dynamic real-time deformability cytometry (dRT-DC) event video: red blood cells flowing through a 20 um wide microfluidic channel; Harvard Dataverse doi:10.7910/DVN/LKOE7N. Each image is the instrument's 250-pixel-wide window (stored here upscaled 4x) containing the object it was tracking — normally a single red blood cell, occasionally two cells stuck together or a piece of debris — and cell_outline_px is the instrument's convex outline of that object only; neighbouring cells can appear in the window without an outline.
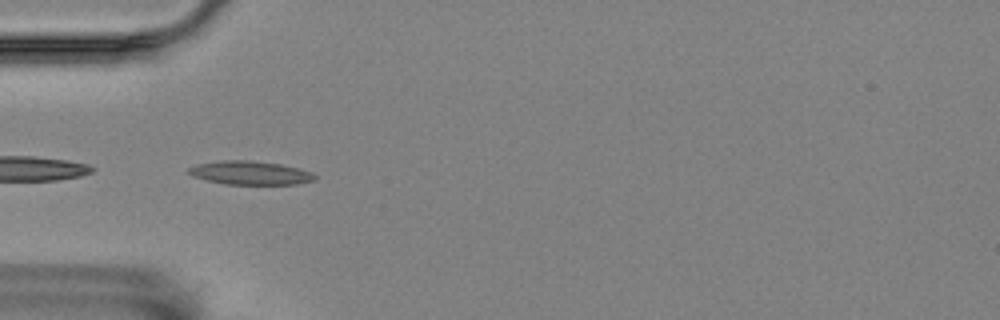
{"species": "Egyptian fruit bat (a non-hibernating species)", "species_latin": "Rousettus aegyptiacus", "temperature_condition": "room temperature", "stored_images_in_passage": 37, "camera_frame_rate_fps": 3000, "um_per_image_px": 0.085, "animal": {"sex": "female"}, "frame": {"image": 1, "passage_image": 1, "time_ms": 0.0, "image_size_px": [1000, 320], "cell_outline_px": [[316, 180], [296, 184], [224, 184], [192, 176], [188, 172], [188, 168], [196, 164], [220, 160], [252, 160], [280, 164], [300, 168], [312, 172], [316, 176]], "centroid_in_image_um": [21.28, 14.68], "position_along_channel_um": 63.7, "area_um2": 17.46}}
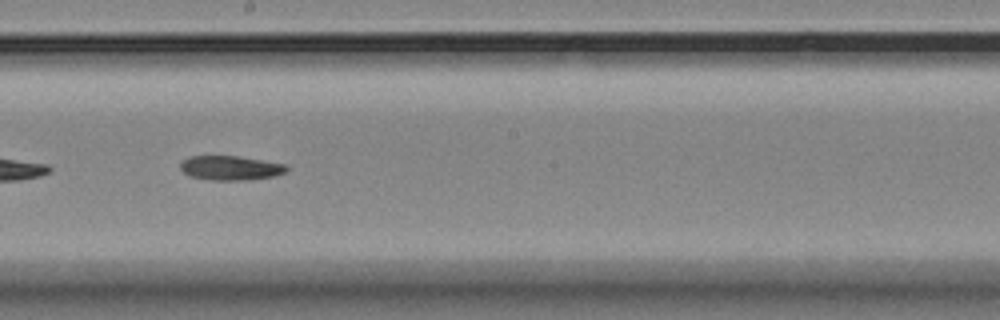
{"frame": {"image": 2, "passage_image": 15, "time_ms": 4.667, "image_size_px": [1000, 320], "cell_outline_px": [[288, 172], [276, 176], [248, 180], [212, 180], [188, 176], [180, 168], [180, 164], [184, 160], [192, 156], [236, 156], [288, 164]], "centroid_in_image_um": [19.65, 14.28], "position_along_channel_um": 228.5, "area_um2": 15.2}}
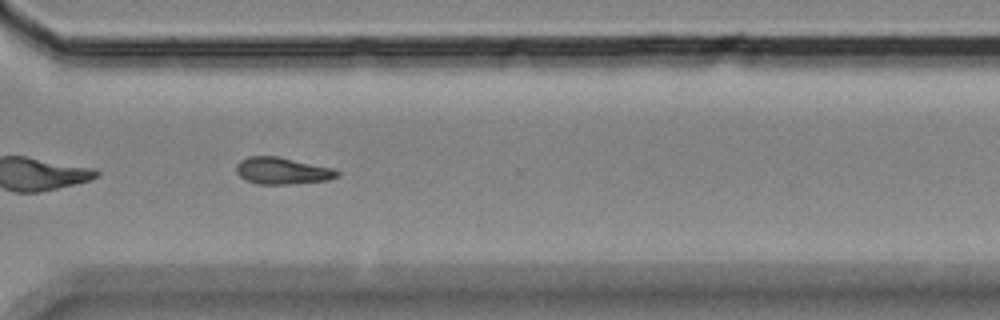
{"frame": {"image": 3, "passage_image": 25, "time_ms": 8.0, "image_size_px": [1000, 320], "cell_outline_px": [[340, 176], [328, 180], [292, 184], [256, 184], [244, 180], [236, 172], [236, 164], [240, 160], [248, 156], [276, 156], [336, 168], [340, 172]], "centroid_in_image_um": [24.01, 14.52], "position_along_channel_um": 346.6, "area_um2": 16.07}}